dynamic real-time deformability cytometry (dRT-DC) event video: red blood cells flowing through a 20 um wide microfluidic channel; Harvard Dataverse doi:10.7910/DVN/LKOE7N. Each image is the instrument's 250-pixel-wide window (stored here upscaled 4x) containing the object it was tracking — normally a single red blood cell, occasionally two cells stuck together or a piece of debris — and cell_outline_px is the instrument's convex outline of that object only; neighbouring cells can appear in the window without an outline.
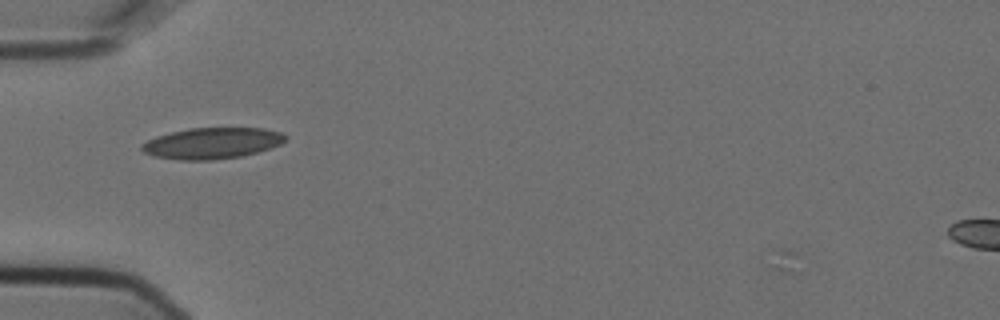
{"species": "Egyptian fruit bat (a non-hibernating species)", "species_latin": "Rousettus aegyptiacus", "temperature_condition": "cold", "stored_images_in_passage": 7, "camera_frame_rate_fps": 3000, "um_per_image_px": 0.085, "animal": {"sex": "female"}, "frame": {"image": 1, "passage_image": 1, "time_ms": 0.0, "image_size_px": [1000, 320], "cell_outline_px": [[288, 140], [272, 148], [240, 156], [212, 160], [180, 160], [152, 156], [144, 152], [140, 148], [140, 144], [156, 136], [188, 128], [264, 128], [280, 132], [288, 136]], "centroid_in_image_um": [18.03, 12.17], "position_along_channel_um": 67.0, "area_um2": 26.18}}
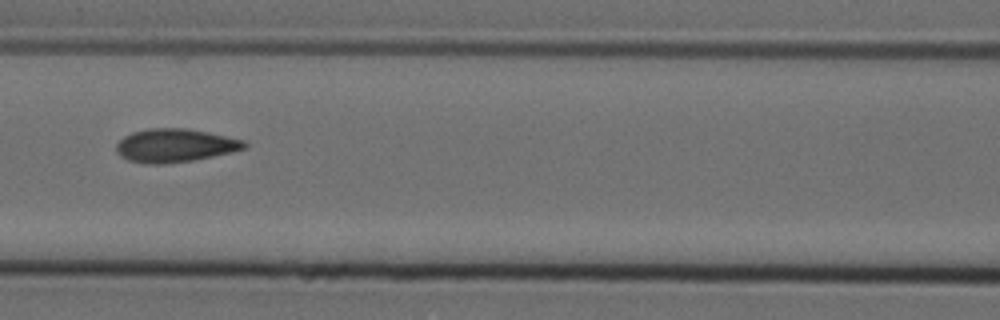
{"frame": {"image": 2, "passage_image": 3, "time_ms": 0.667, "image_size_px": [1000, 320], "cell_outline_px": [[248, 148], [232, 152], [192, 160], [164, 164], [144, 164], [128, 160], [120, 156], [116, 152], [116, 144], [124, 136], [132, 132], [148, 128], [184, 128], [208, 132], [244, 140], [248, 144]], "centroid_in_image_um": [14.86, 12.37], "position_along_channel_um": 151.7, "area_um2": 25.03}}
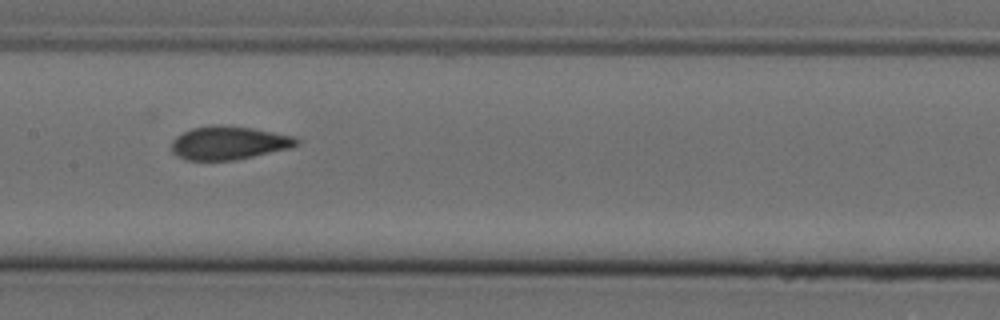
{"frame": {"image": 3, "passage_image": 4, "time_ms": 1.0, "image_size_px": [1000, 320], "cell_outline_px": [[300, 144], [292, 148], [236, 160], [184, 160], [176, 156], [172, 152], [172, 140], [176, 136], [192, 128], [212, 124], [252, 128], [292, 136], [300, 140]], "centroid_in_image_um": [19.44, 12.16], "position_along_channel_um": 188.0, "area_um2": 24.45}}